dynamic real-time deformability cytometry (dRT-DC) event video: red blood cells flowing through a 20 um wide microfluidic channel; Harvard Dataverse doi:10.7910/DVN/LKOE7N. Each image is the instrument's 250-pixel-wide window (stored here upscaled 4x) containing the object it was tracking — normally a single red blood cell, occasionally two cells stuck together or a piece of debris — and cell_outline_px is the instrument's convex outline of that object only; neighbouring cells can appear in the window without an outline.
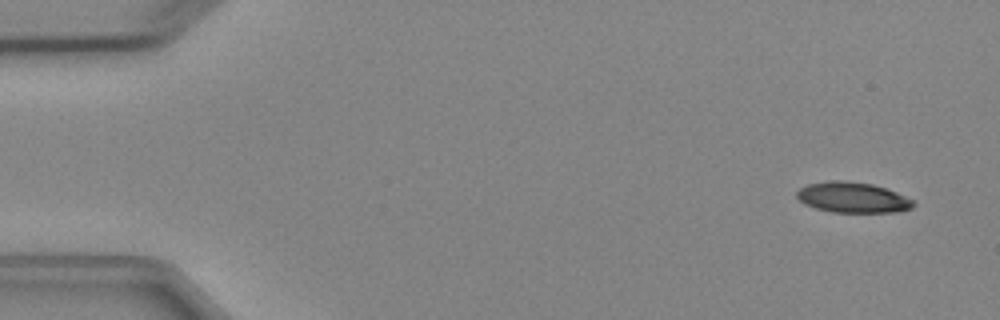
{"species": "Egyptian fruit bat (a non-hibernating species)", "species_latin": "Rousettus aegyptiacus", "temperature_condition": "cold", "stored_images_in_passage": 4, "camera_frame_rate_fps": 3000, "um_per_image_px": 0.085, "animal": {"sex": "female"}, "frame": {"image": 1, "passage_image": 1, "time_ms": 0.0, "image_size_px": [1000, 320], "cell_outline_px": [[916, 204], [912, 208], [896, 212], [832, 212], [816, 208], [804, 204], [796, 196], [796, 192], [800, 188], [808, 184], [836, 180], [840, 180], [872, 184], [896, 192], [916, 200]], "centroid_in_image_um": [72.51, 16.79], "position_along_channel_um": 12.5, "area_um2": 20.69}}
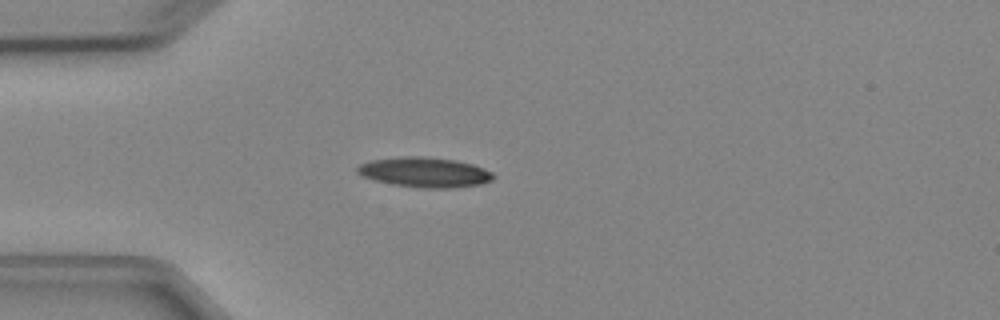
{"frame": {"image": 2, "passage_image": 4, "time_ms": 3.667, "image_size_px": [1000, 320], "cell_outline_px": [[496, 176], [492, 180], [480, 184], [456, 188], [424, 188], [392, 184], [376, 180], [364, 176], [356, 172], [356, 168], [360, 164], [372, 160], [400, 156], [424, 156], [456, 160], [472, 164], [484, 168], [492, 172]], "centroid_in_image_um": [36.13, 14.64], "position_along_channel_um": 48.9, "area_um2": 23.81}}